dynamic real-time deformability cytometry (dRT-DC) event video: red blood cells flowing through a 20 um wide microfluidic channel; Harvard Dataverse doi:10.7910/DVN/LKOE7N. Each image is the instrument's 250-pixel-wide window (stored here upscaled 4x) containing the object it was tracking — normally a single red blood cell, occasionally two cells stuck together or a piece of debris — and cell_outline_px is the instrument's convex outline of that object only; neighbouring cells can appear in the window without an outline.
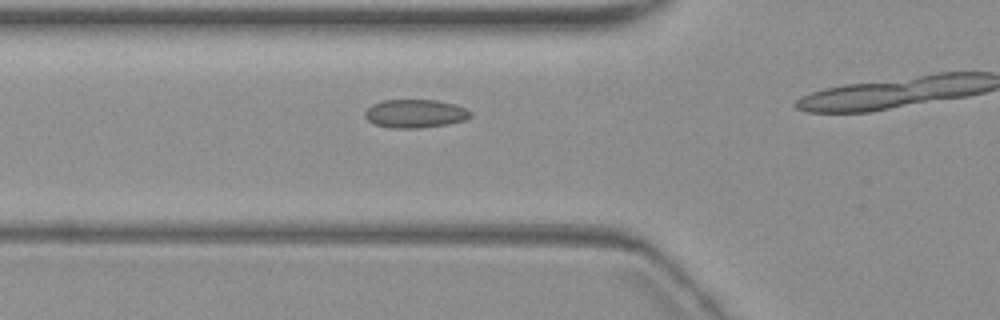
{"species": "common noctule bat (a hibernating species)", "species_latin": "Nyctalus noctula", "temperature_condition": "warm", "stored_images_in_passage": 3, "camera_frame_rate_fps": 3000, "um_per_image_px": 0.085, "animal": {"sex": "female", "body_mass_g": 19.3, "forearm_length_mm": 54.1}, "frame": {"image": 1, "passage_image": 2, "time_ms": 1.0, "image_size_px": [1000, 320], "cell_outline_px": [[472, 116], [464, 120], [448, 124], [420, 128], [392, 128], [372, 124], [364, 116], [364, 112], [372, 104], [380, 100], [436, 100], [456, 104], [472, 112]], "centroid_in_image_um": [35.27, 9.65], "position_along_channel_um": 90.5, "area_um2": 17.63}}